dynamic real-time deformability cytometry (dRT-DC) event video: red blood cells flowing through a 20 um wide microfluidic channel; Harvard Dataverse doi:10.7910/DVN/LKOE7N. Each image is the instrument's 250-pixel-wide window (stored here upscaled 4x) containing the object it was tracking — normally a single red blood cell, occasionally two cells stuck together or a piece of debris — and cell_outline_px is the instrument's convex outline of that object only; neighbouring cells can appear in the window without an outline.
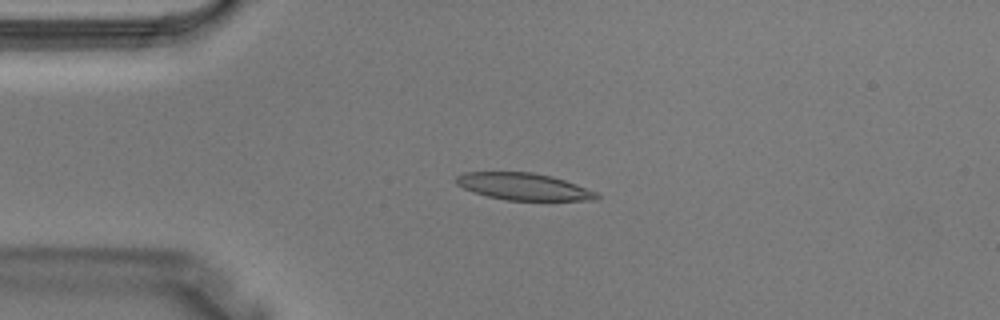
{"species": "Egyptian fruit bat (a non-hibernating species)", "species_latin": "Rousettus aegyptiacus", "temperature_condition": "warm", "stored_images_in_passage": 1, "camera_frame_rate_fps": 3000, "um_per_image_px": 0.085, "animal": {"sex": "male"}, "frame": {"image": 1, "passage_image": 1, "time_ms": 0.0, "image_size_px": [1000, 320], "cell_outline_px": [[600, 196], [596, 200], [504, 200], [488, 196], [464, 188], [456, 184], [456, 176], [464, 172], [532, 172], [552, 176], [576, 184], [596, 192]], "centroid_in_image_um": [44.51, 15.85], "position_along_channel_um": 40.5, "area_um2": 21.91}}